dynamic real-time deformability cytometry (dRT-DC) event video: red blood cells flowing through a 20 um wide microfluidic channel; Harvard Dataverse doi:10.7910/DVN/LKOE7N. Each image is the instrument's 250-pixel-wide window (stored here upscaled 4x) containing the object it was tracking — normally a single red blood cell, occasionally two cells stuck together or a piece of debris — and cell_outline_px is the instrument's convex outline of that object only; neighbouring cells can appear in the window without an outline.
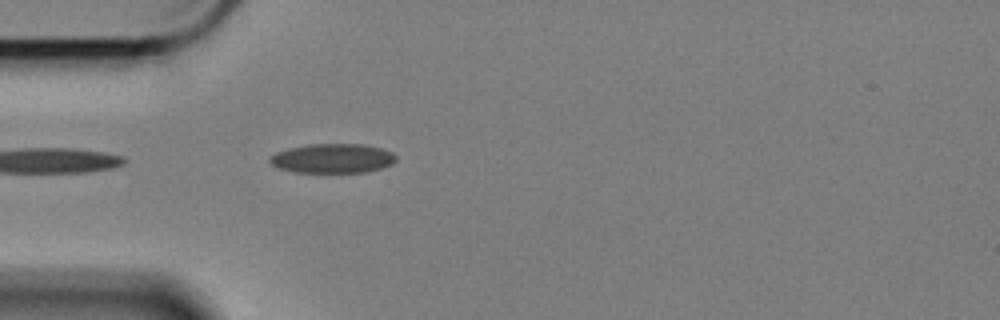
{"species": "Egyptian fruit bat (a non-hibernating species)", "species_latin": "Rousettus aegyptiacus", "temperature_condition": "cold", "stored_images_in_passage": 27, "camera_frame_rate_fps": 3000, "um_per_image_px": 0.085, "animal": {"sex": "female"}, "frame": {"image": 1, "passage_image": 1, "time_ms": 0.0, "image_size_px": [1000, 320], "cell_outline_px": [[396, 160], [392, 164], [380, 168], [364, 172], [296, 172], [280, 168], [272, 164], [268, 160], [268, 156], [276, 152], [288, 148], [308, 144], [364, 144], [384, 148], [392, 152], [396, 156]], "centroid_in_image_um": [28.27, 13.45], "position_along_channel_um": 56.7, "area_um2": 21.68}}